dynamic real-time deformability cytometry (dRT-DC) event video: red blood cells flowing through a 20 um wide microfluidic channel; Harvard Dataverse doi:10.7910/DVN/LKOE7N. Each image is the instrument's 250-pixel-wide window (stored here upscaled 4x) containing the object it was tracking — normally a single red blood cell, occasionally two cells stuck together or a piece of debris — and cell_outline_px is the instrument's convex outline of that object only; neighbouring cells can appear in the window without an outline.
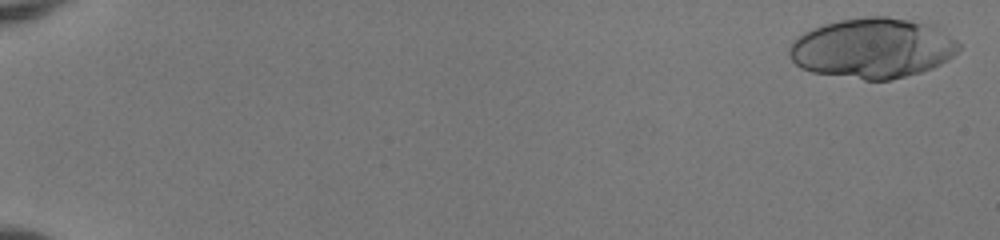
{"species": "human", "species_latin": "Homo sapiens", "temperature_condition": "room temperature", "stored_images_in_passage": 23, "camera_frame_rate_fps": 3000, "um_per_image_px": 0.085, "donor": {"sex": "female"}, "frame": {"image": 1, "passage_image": 2, "time_ms": 0.333, "image_size_px": [1000, 240], "cell_outline_px": [[960, 48], [948, 60], [932, 68], [920, 72], [888, 80], [864, 80], [812, 72], [800, 68], [792, 60], [788, 52], [788, 48], [792, 40], [804, 32], [824, 24], [840, 20], [864, 16], [888, 16], [940, 24], [960, 44]], "centroid_in_image_um": [74.21, 4.06], "position_along_channel_um": 10.8, "area_um2": 60.23}}
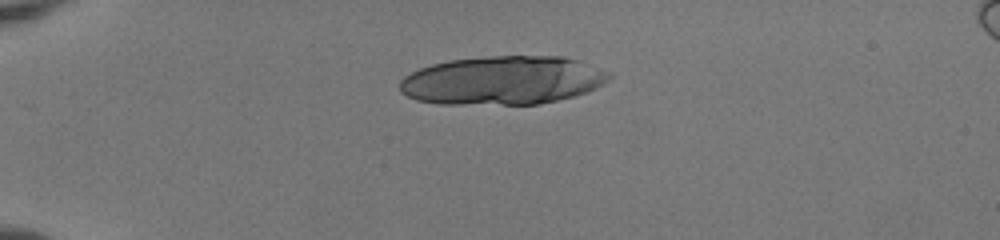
{"frame": {"image": 2, "passage_image": 15, "time_ms": 4.667, "image_size_px": [1000, 240], "cell_outline_px": [[612, 76], [604, 84], [588, 92], [540, 104], [440, 104], [416, 100], [400, 92], [400, 80], [404, 76], [420, 68], [432, 64], [448, 60], [492, 56], [564, 56], [580, 60], [612, 72]], "centroid_in_image_um": [42.76, 6.82], "position_along_channel_um": 42.2, "area_um2": 59.71}}